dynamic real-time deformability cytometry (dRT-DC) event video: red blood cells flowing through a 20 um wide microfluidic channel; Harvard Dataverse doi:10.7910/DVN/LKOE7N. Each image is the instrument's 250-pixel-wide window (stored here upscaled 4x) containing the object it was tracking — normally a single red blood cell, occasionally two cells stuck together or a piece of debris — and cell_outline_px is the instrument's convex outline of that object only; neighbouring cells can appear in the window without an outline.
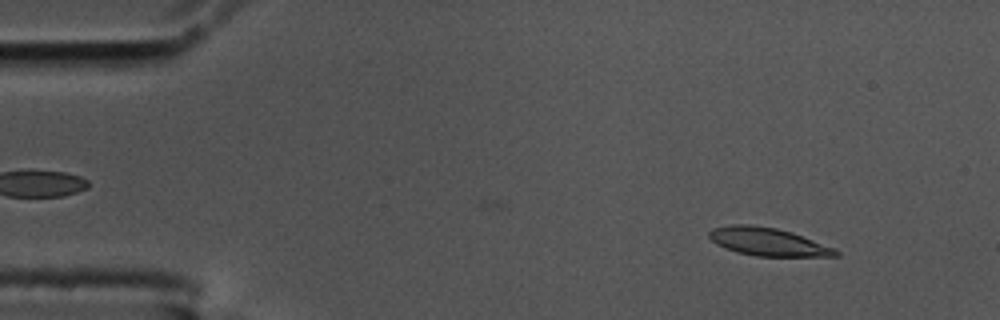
{"species": "common noctule bat (a hibernating species)", "species_latin": "Nyctalus noctula", "temperature_condition": "cold", "stored_images_in_passage": 34, "camera_frame_rate_fps": 3000, "um_per_image_px": 0.085, "animal": {"sex": "male", "body_mass_g": 17.5, "forearm_length_mm": 52.3}, "frame": {"image": 1, "passage_image": 6, "time_ms": 1.667, "image_size_px": [1000, 320], "cell_outline_px": [[840, 256], [756, 256], [736, 252], [724, 248], [716, 244], [708, 236], [708, 232], [712, 228], [732, 224], [752, 224], [776, 228], [792, 232], [836, 248], [840, 252]], "centroid_in_image_um": [65.27, 20.54], "position_along_channel_um": 19.7, "area_um2": 20.87}}
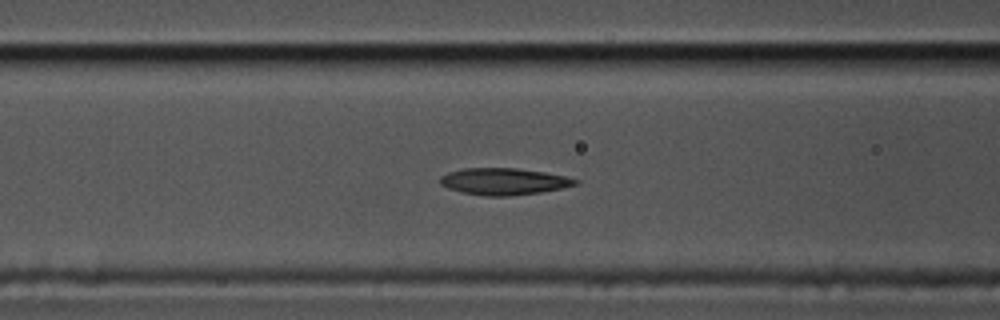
{"frame": {"image": 2, "passage_image": 22, "time_ms": 7.0, "image_size_px": [1000, 320], "cell_outline_px": [[580, 180], [576, 184], [560, 188], [540, 192], [508, 196], [484, 196], [460, 192], [448, 188], [440, 184], [440, 176], [448, 172], [464, 168], [516, 168], [544, 172], [564, 176]], "centroid_in_image_um": [42.77, 15.42], "position_along_channel_um": 123.8, "area_um2": 20.98}}
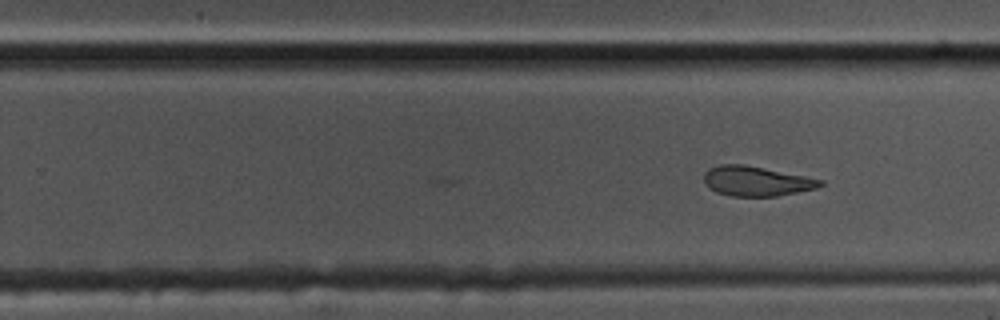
{"frame": {"image": 3, "passage_image": 34, "time_ms": 11.0, "image_size_px": [1000, 320], "cell_outline_px": [[824, 184], [816, 188], [776, 196], [728, 196], [716, 192], [708, 188], [704, 184], [704, 172], [708, 168], [720, 164], [744, 164], [824, 180]], "centroid_in_image_um": [64.23, 15.39], "position_along_channel_um": 265.6, "area_um2": 20.23}}